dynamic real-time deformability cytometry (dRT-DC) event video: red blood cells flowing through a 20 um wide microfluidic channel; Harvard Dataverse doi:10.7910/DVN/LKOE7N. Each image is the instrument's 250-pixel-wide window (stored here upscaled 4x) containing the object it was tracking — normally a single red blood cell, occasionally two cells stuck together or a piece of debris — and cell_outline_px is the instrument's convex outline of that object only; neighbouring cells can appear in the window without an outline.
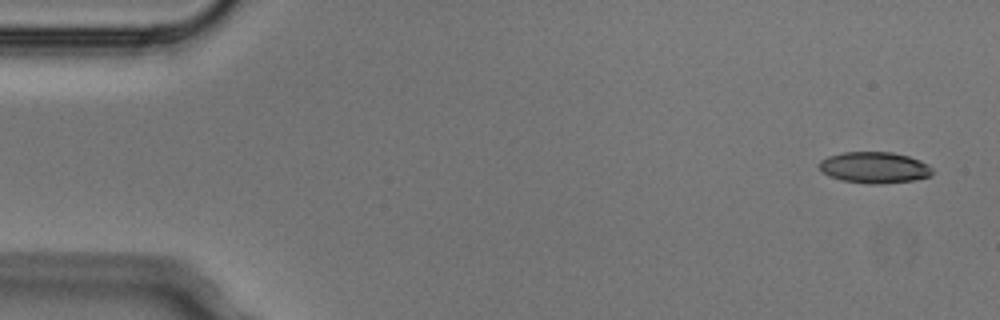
{"species": "Egyptian fruit bat (a non-hibernating species)", "species_latin": "Rousettus aegyptiacus", "temperature_condition": "cold", "stored_images_in_passage": 5, "camera_frame_rate_fps": 3000, "um_per_image_px": 0.085, "animal": {"sex": "male"}, "frame": {"image": 1, "passage_image": 1, "time_ms": 0.0, "image_size_px": [1000, 320], "cell_outline_px": [[932, 176], [912, 180], [880, 184], [872, 184], [840, 180], [828, 176], [820, 168], [820, 160], [828, 156], [844, 152], [892, 152], [908, 156], [920, 160], [928, 164], [932, 168]], "centroid_in_image_um": [74.33, 14.24], "position_along_channel_um": 10.7, "area_um2": 20.58}}
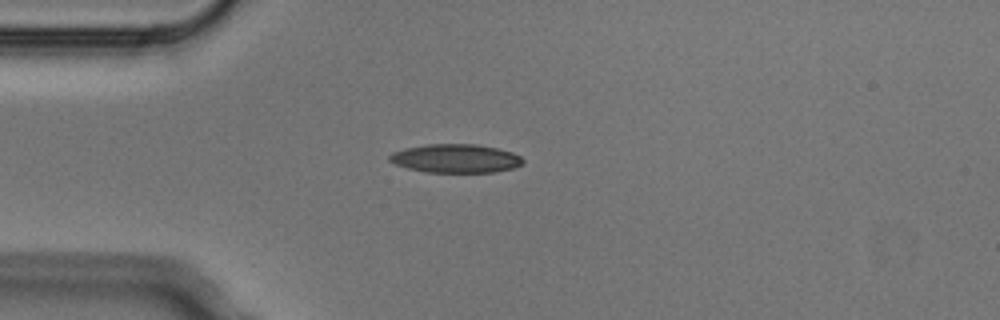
{"frame": {"image": 2, "passage_image": 4, "time_ms": 1.0, "image_size_px": [1000, 320], "cell_outline_px": [[524, 164], [512, 168], [492, 172], [424, 172], [408, 168], [396, 164], [388, 160], [388, 156], [392, 152], [404, 148], [428, 144], [476, 144], [496, 148], [512, 152], [520, 156], [524, 160]], "centroid_in_image_um": [38.72, 13.46], "position_along_channel_um": 46.3, "area_um2": 22.25}}